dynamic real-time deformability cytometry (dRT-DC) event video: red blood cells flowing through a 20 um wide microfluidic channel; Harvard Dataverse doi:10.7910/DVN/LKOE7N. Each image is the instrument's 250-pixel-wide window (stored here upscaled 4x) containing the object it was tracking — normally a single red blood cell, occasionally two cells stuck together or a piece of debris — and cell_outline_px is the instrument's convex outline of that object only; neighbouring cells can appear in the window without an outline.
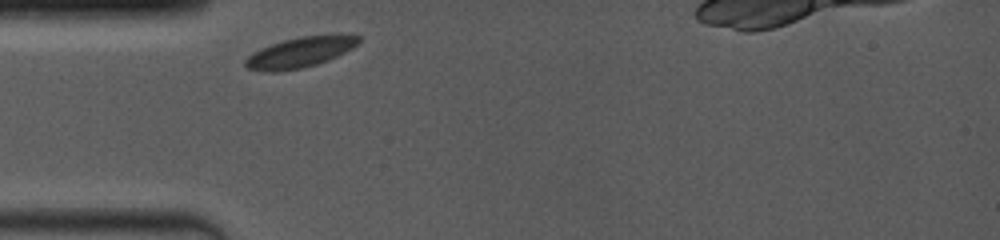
{"species": "common noctule bat (a hibernating species)", "species_latin": "Nyctalus noctula", "temperature_condition": "room temperature", "stored_images_in_passage": 1, "camera_frame_rate_fps": 4000, "um_per_image_px": 0.085, "animal": {"sex": "female", "body_mass_g": 19.0, "forearm_length_mm": 53.3}, "frame": {"image": 1, "passage_image": 1, "time_ms": 0.0, "image_size_px": [1000, 240], "cell_outline_px": [[360, 40], [352, 48], [328, 60], [316, 64], [300, 68], [276, 72], [264, 72], [248, 68], [244, 64], [244, 60], [252, 52], [260, 48], [284, 40], [300, 36], [340, 32], [348, 32], [360, 36]], "centroid_in_image_um": [25.55, 4.4], "position_along_channel_um": 59.4, "area_um2": 20.52}}